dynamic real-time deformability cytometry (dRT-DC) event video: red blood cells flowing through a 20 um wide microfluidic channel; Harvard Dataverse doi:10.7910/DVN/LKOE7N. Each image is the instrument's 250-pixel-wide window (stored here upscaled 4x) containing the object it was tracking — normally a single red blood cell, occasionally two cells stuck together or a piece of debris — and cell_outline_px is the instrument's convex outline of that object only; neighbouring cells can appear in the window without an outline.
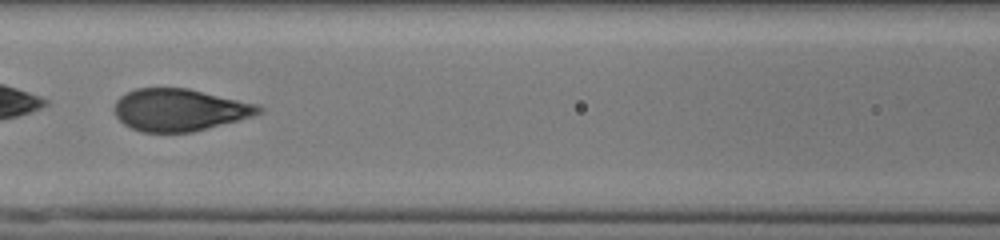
{"species": "human", "species_latin": "Homo sapiens", "temperature_condition": "cold", "stored_images_in_passage": 52, "camera_frame_rate_fps": 3000, "um_per_image_px": 0.085, "donor": {"sex": "male"}, "frame": {"image": 1, "passage_image": 25, "time_ms": 8.0, "image_size_px": [1000, 240], "cell_outline_px": [[264, 108], [260, 112], [252, 116], [208, 128], [192, 132], [140, 132], [124, 124], [116, 116], [112, 108], [116, 100], [120, 96], [136, 88], [188, 88], [260, 104]], "centroid_in_image_um": [15.25, 9.33], "position_along_channel_um": 151.4, "area_um2": 35.6}}
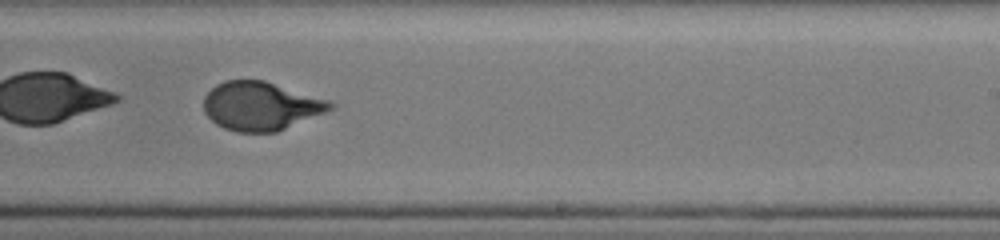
{"frame": {"image": 2, "passage_image": 34, "time_ms": 11.0, "image_size_px": [1000, 240], "cell_outline_px": [[336, 108], [276, 132], [236, 132], [224, 128], [216, 124], [204, 112], [204, 96], [216, 84], [224, 80], [264, 80], [332, 100], [336, 104]], "centroid_in_image_um": [22.21, 9.0], "position_along_channel_um": 266.8, "area_um2": 36.13}}
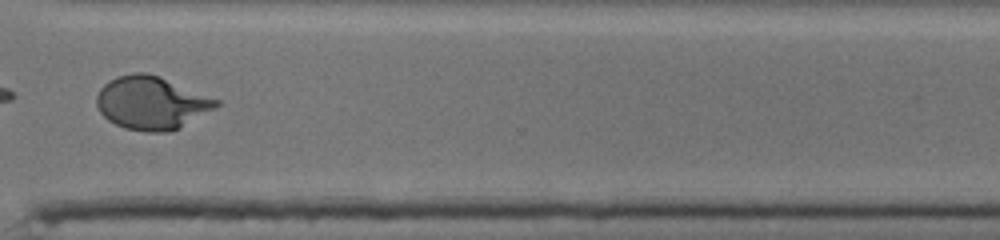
{"frame": {"image": 3, "passage_image": 41, "time_ms": 13.333, "image_size_px": [1000, 240], "cell_outline_px": [[220, 104], [216, 108], [180, 128], [168, 132], [144, 132], [124, 128], [108, 120], [100, 112], [96, 104], [96, 96], [100, 88], [108, 80], [116, 76], [132, 72], [148, 72], [160, 76], [220, 100]], "centroid_in_image_um": [12.87, 8.74], "position_along_channel_um": 357.7, "area_um2": 37.4}, "authors_computed_cell_mechanics": {"area_um2": 37.6856, "velocity_mm_per_s": 3.865, "shape_relaxation_time_tau1_ms": 5.2628, "shape_relaxation_time_tau2_ms": null, "deformation_change_tau1": 0.214, "deformation_change_tau2": null}}